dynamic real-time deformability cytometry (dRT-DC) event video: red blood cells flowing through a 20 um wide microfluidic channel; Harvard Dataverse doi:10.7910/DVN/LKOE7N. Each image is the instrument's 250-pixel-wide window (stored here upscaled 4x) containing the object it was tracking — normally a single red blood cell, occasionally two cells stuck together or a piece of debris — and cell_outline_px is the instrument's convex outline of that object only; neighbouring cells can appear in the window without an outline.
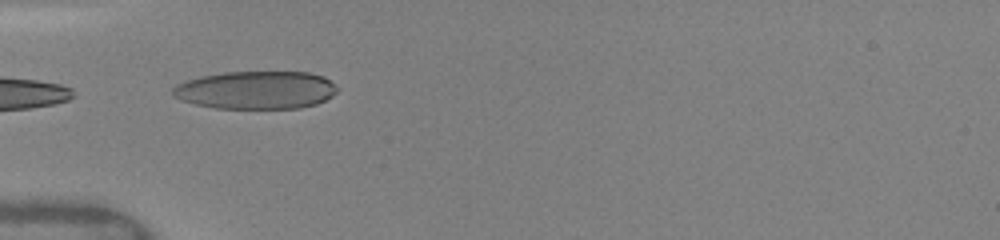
{"species": "human", "species_latin": "Homo sapiens", "temperature_condition": "warm", "stored_images_in_passage": 8, "camera_frame_rate_fps": 3000, "um_per_image_px": 0.085, "donor": {"sex": "female"}, "frame": {"image": 1, "passage_image": 4, "time_ms": 1.667, "image_size_px": [1000, 240], "cell_outline_px": [[340, 88], [332, 96], [316, 104], [300, 108], [216, 108], [196, 104], [180, 100], [172, 96], [172, 88], [176, 84], [200, 76], [224, 72], [308, 72], [324, 76]], "centroid_in_image_um": [21.76, 7.65], "position_along_channel_um": 63.2, "area_um2": 36.53}}
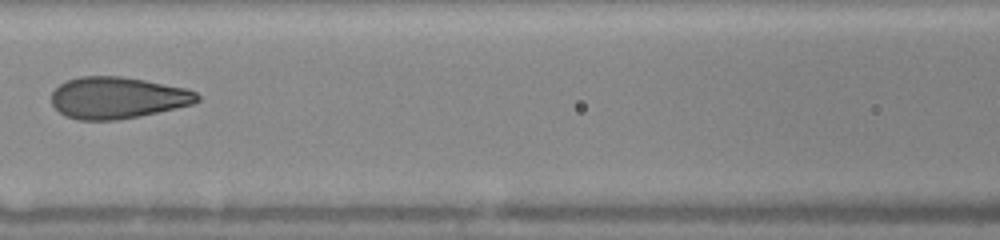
{"frame": {"image": 2, "passage_image": 7, "time_ms": 4.0, "image_size_px": [1000, 240], "cell_outline_px": [[200, 100], [192, 104], [176, 108], [140, 116], [116, 120], [76, 120], [60, 112], [52, 104], [52, 92], [60, 84], [68, 80], [80, 76], [120, 76], [144, 80], [188, 88], [196, 92], [200, 96]], "centroid_in_image_um": [10.01, 8.31], "position_along_channel_um": 156.6, "area_um2": 35.37}}